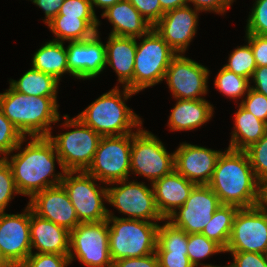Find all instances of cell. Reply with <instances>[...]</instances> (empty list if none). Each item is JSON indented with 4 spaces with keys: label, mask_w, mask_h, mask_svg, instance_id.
<instances>
[{
    "label": "cell",
    "mask_w": 267,
    "mask_h": 267,
    "mask_svg": "<svg viewBox=\"0 0 267 267\" xmlns=\"http://www.w3.org/2000/svg\"><path fill=\"white\" fill-rule=\"evenodd\" d=\"M26 140L24 137L15 148L14 151H19L18 153L3 158L11 167L18 192L31 199L42 190L61 185L65 171L55 146L48 137H30V141L20 151ZM55 159L61 173L55 174Z\"/></svg>",
    "instance_id": "obj_1"
},
{
    "label": "cell",
    "mask_w": 267,
    "mask_h": 267,
    "mask_svg": "<svg viewBox=\"0 0 267 267\" xmlns=\"http://www.w3.org/2000/svg\"><path fill=\"white\" fill-rule=\"evenodd\" d=\"M221 204L239 208L253 207L257 197V179L245 151L227 150L219 155L207 184Z\"/></svg>",
    "instance_id": "obj_2"
},
{
    "label": "cell",
    "mask_w": 267,
    "mask_h": 267,
    "mask_svg": "<svg viewBox=\"0 0 267 267\" xmlns=\"http://www.w3.org/2000/svg\"><path fill=\"white\" fill-rule=\"evenodd\" d=\"M57 102V97L25 95L11 86L0 93V109L24 137L50 135L51 124L61 119Z\"/></svg>",
    "instance_id": "obj_3"
},
{
    "label": "cell",
    "mask_w": 267,
    "mask_h": 267,
    "mask_svg": "<svg viewBox=\"0 0 267 267\" xmlns=\"http://www.w3.org/2000/svg\"><path fill=\"white\" fill-rule=\"evenodd\" d=\"M133 94L137 93L127 87L120 91L115 86L98 97L77 117L101 136L132 134V130L142 126L141 118L125 104Z\"/></svg>",
    "instance_id": "obj_4"
},
{
    "label": "cell",
    "mask_w": 267,
    "mask_h": 267,
    "mask_svg": "<svg viewBox=\"0 0 267 267\" xmlns=\"http://www.w3.org/2000/svg\"><path fill=\"white\" fill-rule=\"evenodd\" d=\"M109 253L112 261L155 253L158 222L125 219L108 210Z\"/></svg>",
    "instance_id": "obj_5"
},
{
    "label": "cell",
    "mask_w": 267,
    "mask_h": 267,
    "mask_svg": "<svg viewBox=\"0 0 267 267\" xmlns=\"http://www.w3.org/2000/svg\"><path fill=\"white\" fill-rule=\"evenodd\" d=\"M63 127L75 128L55 136L52 132L48 138L55 146L63 170L86 171L91 165L99 142L102 138L91 127L85 125L77 116L64 115Z\"/></svg>",
    "instance_id": "obj_6"
},
{
    "label": "cell",
    "mask_w": 267,
    "mask_h": 267,
    "mask_svg": "<svg viewBox=\"0 0 267 267\" xmlns=\"http://www.w3.org/2000/svg\"><path fill=\"white\" fill-rule=\"evenodd\" d=\"M136 41L134 58L133 91L139 93L164 80L167 68L177 53L152 28Z\"/></svg>",
    "instance_id": "obj_7"
},
{
    "label": "cell",
    "mask_w": 267,
    "mask_h": 267,
    "mask_svg": "<svg viewBox=\"0 0 267 267\" xmlns=\"http://www.w3.org/2000/svg\"><path fill=\"white\" fill-rule=\"evenodd\" d=\"M77 174V175H75ZM75 175V176H74ZM98 180L86 171H66L61 185L67 191L80 223L107 220V186H99Z\"/></svg>",
    "instance_id": "obj_8"
},
{
    "label": "cell",
    "mask_w": 267,
    "mask_h": 267,
    "mask_svg": "<svg viewBox=\"0 0 267 267\" xmlns=\"http://www.w3.org/2000/svg\"><path fill=\"white\" fill-rule=\"evenodd\" d=\"M175 170L174 152L169 153L162 141L139 127L132 133L130 172L145 176L150 183Z\"/></svg>",
    "instance_id": "obj_9"
},
{
    "label": "cell",
    "mask_w": 267,
    "mask_h": 267,
    "mask_svg": "<svg viewBox=\"0 0 267 267\" xmlns=\"http://www.w3.org/2000/svg\"><path fill=\"white\" fill-rule=\"evenodd\" d=\"M132 134L102 136L86 172L102 184L127 180L131 167Z\"/></svg>",
    "instance_id": "obj_10"
},
{
    "label": "cell",
    "mask_w": 267,
    "mask_h": 267,
    "mask_svg": "<svg viewBox=\"0 0 267 267\" xmlns=\"http://www.w3.org/2000/svg\"><path fill=\"white\" fill-rule=\"evenodd\" d=\"M68 256L70 264L77 258L87 267H113L107 220L80 223L71 230Z\"/></svg>",
    "instance_id": "obj_11"
},
{
    "label": "cell",
    "mask_w": 267,
    "mask_h": 267,
    "mask_svg": "<svg viewBox=\"0 0 267 267\" xmlns=\"http://www.w3.org/2000/svg\"><path fill=\"white\" fill-rule=\"evenodd\" d=\"M107 203L127 214L125 219H138L148 222H163L155 201L154 190L143 182L122 180L108 184ZM113 185H116L113 187ZM120 185V186H119Z\"/></svg>",
    "instance_id": "obj_12"
},
{
    "label": "cell",
    "mask_w": 267,
    "mask_h": 267,
    "mask_svg": "<svg viewBox=\"0 0 267 267\" xmlns=\"http://www.w3.org/2000/svg\"><path fill=\"white\" fill-rule=\"evenodd\" d=\"M225 252L267 254V212L255 206L239 208Z\"/></svg>",
    "instance_id": "obj_13"
},
{
    "label": "cell",
    "mask_w": 267,
    "mask_h": 267,
    "mask_svg": "<svg viewBox=\"0 0 267 267\" xmlns=\"http://www.w3.org/2000/svg\"><path fill=\"white\" fill-rule=\"evenodd\" d=\"M209 72L202 64L177 54L170 62L164 80L175 99H204L202 95L208 92Z\"/></svg>",
    "instance_id": "obj_14"
},
{
    "label": "cell",
    "mask_w": 267,
    "mask_h": 267,
    "mask_svg": "<svg viewBox=\"0 0 267 267\" xmlns=\"http://www.w3.org/2000/svg\"><path fill=\"white\" fill-rule=\"evenodd\" d=\"M30 237V206L21 214L0 213V252L12 267L21 266L33 253Z\"/></svg>",
    "instance_id": "obj_15"
},
{
    "label": "cell",
    "mask_w": 267,
    "mask_h": 267,
    "mask_svg": "<svg viewBox=\"0 0 267 267\" xmlns=\"http://www.w3.org/2000/svg\"><path fill=\"white\" fill-rule=\"evenodd\" d=\"M220 205L218 196L208 185H196L184 205L166 220L188 234L201 233Z\"/></svg>",
    "instance_id": "obj_16"
},
{
    "label": "cell",
    "mask_w": 267,
    "mask_h": 267,
    "mask_svg": "<svg viewBox=\"0 0 267 267\" xmlns=\"http://www.w3.org/2000/svg\"><path fill=\"white\" fill-rule=\"evenodd\" d=\"M199 13L189 5L172 9L153 28L177 54H184L196 34Z\"/></svg>",
    "instance_id": "obj_17"
},
{
    "label": "cell",
    "mask_w": 267,
    "mask_h": 267,
    "mask_svg": "<svg viewBox=\"0 0 267 267\" xmlns=\"http://www.w3.org/2000/svg\"><path fill=\"white\" fill-rule=\"evenodd\" d=\"M99 38L97 32L89 39L68 43V69L75 78L93 79L106 68V48Z\"/></svg>",
    "instance_id": "obj_18"
},
{
    "label": "cell",
    "mask_w": 267,
    "mask_h": 267,
    "mask_svg": "<svg viewBox=\"0 0 267 267\" xmlns=\"http://www.w3.org/2000/svg\"><path fill=\"white\" fill-rule=\"evenodd\" d=\"M221 152L184 142L174 152L175 171L196 185H207Z\"/></svg>",
    "instance_id": "obj_19"
},
{
    "label": "cell",
    "mask_w": 267,
    "mask_h": 267,
    "mask_svg": "<svg viewBox=\"0 0 267 267\" xmlns=\"http://www.w3.org/2000/svg\"><path fill=\"white\" fill-rule=\"evenodd\" d=\"M28 205L41 218L60 225L69 231L80 224L67 191L62 185L36 193Z\"/></svg>",
    "instance_id": "obj_20"
},
{
    "label": "cell",
    "mask_w": 267,
    "mask_h": 267,
    "mask_svg": "<svg viewBox=\"0 0 267 267\" xmlns=\"http://www.w3.org/2000/svg\"><path fill=\"white\" fill-rule=\"evenodd\" d=\"M31 250L35 253L69 255L70 231L36 215L30 207Z\"/></svg>",
    "instance_id": "obj_21"
},
{
    "label": "cell",
    "mask_w": 267,
    "mask_h": 267,
    "mask_svg": "<svg viewBox=\"0 0 267 267\" xmlns=\"http://www.w3.org/2000/svg\"><path fill=\"white\" fill-rule=\"evenodd\" d=\"M152 186L157 208L161 216L167 219L184 205L196 184L174 170L156 180Z\"/></svg>",
    "instance_id": "obj_22"
},
{
    "label": "cell",
    "mask_w": 267,
    "mask_h": 267,
    "mask_svg": "<svg viewBox=\"0 0 267 267\" xmlns=\"http://www.w3.org/2000/svg\"><path fill=\"white\" fill-rule=\"evenodd\" d=\"M136 39L109 34L106 48V65L111 66L122 87L133 91L134 58Z\"/></svg>",
    "instance_id": "obj_23"
},
{
    "label": "cell",
    "mask_w": 267,
    "mask_h": 267,
    "mask_svg": "<svg viewBox=\"0 0 267 267\" xmlns=\"http://www.w3.org/2000/svg\"><path fill=\"white\" fill-rule=\"evenodd\" d=\"M112 24L110 34L141 39L153 26L147 22L139 11L129 2L120 0L101 14Z\"/></svg>",
    "instance_id": "obj_24"
},
{
    "label": "cell",
    "mask_w": 267,
    "mask_h": 267,
    "mask_svg": "<svg viewBox=\"0 0 267 267\" xmlns=\"http://www.w3.org/2000/svg\"><path fill=\"white\" fill-rule=\"evenodd\" d=\"M176 100L168 120L171 131L194 130L207 123L213 116V105L205 99Z\"/></svg>",
    "instance_id": "obj_25"
},
{
    "label": "cell",
    "mask_w": 267,
    "mask_h": 267,
    "mask_svg": "<svg viewBox=\"0 0 267 267\" xmlns=\"http://www.w3.org/2000/svg\"><path fill=\"white\" fill-rule=\"evenodd\" d=\"M234 115V129L228 148L246 150L258 142L267 132V124L246 110L241 104Z\"/></svg>",
    "instance_id": "obj_26"
},
{
    "label": "cell",
    "mask_w": 267,
    "mask_h": 267,
    "mask_svg": "<svg viewBox=\"0 0 267 267\" xmlns=\"http://www.w3.org/2000/svg\"><path fill=\"white\" fill-rule=\"evenodd\" d=\"M46 25L56 37L53 41L74 42L83 41L94 36L99 30L100 21L98 18L57 15Z\"/></svg>",
    "instance_id": "obj_27"
},
{
    "label": "cell",
    "mask_w": 267,
    "mask_h": 267,
    "mask_svg": "<svg viewBox=\"0 0 267 267\" xmlns=\"http://www.w3.org/2000/svg\"><path fill=\"white\" fill-rule=\"evenodd\" d=\"M32 68L52 75L57 80L65 73H69L67 61V49L64 42L48 41L33 55Z\"/></svg>",
    "instance_id": "obj_28"
},
{
    "label": "cell",
    "mask_w": 267,
    "mask_h": 267,
    "mask_svg": "<svg viewBox=\"0 0 267 267\" xmlns=\"http://www.w3.org/2000/svg\"><path fill=\"white\" fill-rule=\"evenodd\" d=\"M9 84L15 91L25 95L57 97L59 80L31 68L18 81L11 79Z\"/></svg>",
    "instance_id": "obj_29"
},
{
    "label": "cell",
    "mask_w": 267,
    "mask_h": 267,
    "mask_svg": "<svg viewBox=\"0 0 267 267\" xmlns=\"http://www.w3.org/2000/svg\"><path fill=\"white\" fill-rule=\"evenodd\" d=\"M238 210L239 207L237 206L221 204L201 233L209 240L219 244L225 250Z\"/></svg>",
    "instance_id": "obj_30"
},
{
    "label": "cell",
    "mask_w": 267,
    "mask_h": 267,
    "mask_svg": "<svg viewBox=\"0 0 267 267\" xmlns=\"http://www.w3.org/2000/svg\"><path fill=\"white\" fill-rule=\"evenodd\" d=\"M221 252L225 253V250L202 233L188 234L187 255L194 267L200 265L202 267H219L212 264H202L200 260Z\"/></svg>",
    "instance_id": "obj_31"
},
{
    "label": "cell",
    "mask_w": 267,
    "mask_h": 267,
    "mask_svg": "<svg viewBox=\"0 0 267 267\" xmlns=\"http://www.w3.org/2000/svg\"><path fill=\"white\" fill-rule=\"evenodd\" d=\"M157 229L156 251L187 252L188 233L166 219Z\"/></svg>",
    "instance_id": "obj_32"
},
{
    "label": "cell",
    "mask_w": 267,
    "mask_h": 267,
    "mask_svg": "<svg viewBox=\"0 0 267 267\" xmlns=\"http://www.w3.org/2000/svg\"><path fill=\"white\" fill-rule=\"evenodd\" d=\"M214 81L217 90L231 99H239L244 95L246 96L251 83L250 79L237 75L224 67L220 69Z\"/></svg>",
    "instance_id": "obj_33"
},
{
    "label": "cell",
    "mask_w": 267,
    "mask_h": 267,
    "mask_svg": "<svg viewBox=\"0 0 267 267\" xmlns=\"http://www.w3.org/2000/svg\"><path fill=\"white\" fill-rule=\"evenodd\" d=\"M223 67L237 75L251 79L257 66L250 44L237 46L230 53L228 63Z\"/></svg>",
    "instance_id": "obj_34"
},
{
    "label": "cell",
    "mask_w": 267,
    "mask_h": 267,
    "mask_svg": "<svg viewBox=\"0 0 267 267\" xmlns=\"http://www.w3.org/2000/svg\"><path fill=\"white\" fill-rule=\"evenodd\" d=\"M23 138L24 136L0 109V155L5 157L12 154Z\"/></svg>",
    "instance_id": "obj_35"
},
{
    "label": "cell",
    "mask_w": 267,
    "mask_h": 267,
    "mask_svg": "<svg viewBox=\"0 0 267 267\" xmlns=\"http://www.w3.org/2000/svg\"><path fill=\"white\" fill-rule=\"evenodd\" d=\"M257 180L267 177V132L256 143L244 150Z\"/></svg>",
    "instance_id": "obj_36"
},
{
    "label": "cell",
    "mask_w": 267,
    "mask_h": 267,
    "mask_svg": "<svg viewBox=\"0 0 267 267\" xmlns=\"http://www.w3.org/2000/svg\"><path fill=\"white\" fill-rule=\"evenodd\" d=\"M20 194L16 188L11 167L1 156L0 158V213L5 212L13 195Z\"/></svg>",
    "instance_id": "obj_37"
},
{
    "label": "cell",
    "mask_w": 267,
    "mask_h": 267,
    "mask_svg": "<svg viewBox=\"0 0 267 267\" xmlns=\"http://www.w3.org/2000/svg\"><path fill=\"white\" fill-rule=\"evenodd\" d=\"M249 13L246 34L267 35V0H255Z\"/></svg>",
    "instance_id": "obj_38"
},
{
    "label": "cell",
    "mask_w": 267,
    "mask_h": 267,
    "mask_svg": "<svg viewBox=\"0 0 267 267\" xmlns=\"http://www.w3.org/2000/svg\"><path fill=\"white\" fill-rule=\"evenodd\" d=\"M70 264L68 255L50 253H31L22 267H67Z\"/></svg>",
    "instance_id": "obj_39"
},
{
    "label": "cell",
    "mask_w": 267,
    "mask_h": 267,
    "mask_svg": "<svg viewBox=\"0 0 267 267\" xmlns=\"http://www.w3.org/2000/svg\"><path fill=\"white\" fill-rule=\"evenodd\" d=\"M240 104L256 118L267 124V96L249 89Z\"/></svg>",
    "instance_id": "obj_40"
},
{
    "label": "cell",
    "mask_w": 267,
    "mask_h": 267,
    "mask_svg": "<svg viewBox=\"0 0 267 267\" xmlns=\"http://www.w3.org/2000/svg\"><path fill=\"white\" fill-rule=\"evenodd\" d=\"M58 15L78 18H97L90 0H64Z\"/></svg>",
    "instance_id": "obj_41"
},
{
    "label": "cell",
    "mask_w": 267,
    "mask_h": 267,
    "mask_svg": "<svg viewBox=\"0 0 267 267\" xmlns=\"http://www.w3.org/2000/svg\"><path fill=\"white\" fill-rule=\"evenodd\" d=\"M141 16L154 26L164 15L159 0H129Z\"/></svg>",
    "instance_id": "obj_42"
},
{
    "label": "cell",
    "mask_w": 267,
    "mask_h": 267,
    "mask_svg": "<svg viewBox=\"0 0 267 267\" xmlns=\"http://www.w3.org/2000/svg\"><path fill=\"white\" fill-rule=\"evenodd\" d=\"M233 262L229 267H267V254L253 252H229Z\"/></svg>",
    "instance_id": "obj_43"
},
{
    "label": "cell",
    "mask_w": 267,
    "mask_h": 267,
    "mask_svg": "<svg viewBox=\"0 0 267 267\" xmlns=\"http://www.w3.org/2000/svg\"><path fill=\"white\" fill-rule=\"evenodd\" d=\"M257 67L267 66V35L246 34Z\"/></svg>",
    "instance_id": "obj_44"
},
{
    "label": "cell",
    "mask_w": 267,
    "mask_h": 267,
    "mask_svg": "<svg viewBox=\"0 0 267 267\" xmlns=\"http://www.w3.org/2000/svg\"><path fill=\"white\" fill-rule=\"evenodd\" d=\"M160 267H194L187 252L155 251Z\"/></svg>",
    "instance_id": "obj_45"
},
{
    "label": "cell",
    "mask_w": 267,
    "mask_h": 267,
    "mask_svg": "<svg viewBox=\"0 0 267 267\" xmlns=\"http://www.w3.org/2000/svg\"><path fill=\"white\" fill-rule=\"evenodd\" d=\"M189 2L201 12L210 11L222 15L227 12V9L229 10L234 0H189Z\"/></svg>",
    "instance_id": "obj_46"
},
{
    "label": "cell",
    "mask_w": 267,
    "mask_h": 267,
    "mask_svg": "<svg viewBox=\"0 0 267 267\" xmlns=\"http://www.w3.org/2000/svg\"><path fill=\"white\" fill-rule=\"evenodd\" d=\"M113 267H160L156 253L138 258H122L113 262Z\"/></svg>",
    "instance_id": "obj_47"
},
{
    "label": "cell",
    "mask_w": 267,
    "mask_h": 267,
    "mask_svg": "<svg viewBox=\"0 0 267 267\" xmlns=\"http://www.w3.org/2000/svg\"><path fill=\"white\" fill-rule=\"evenodd\" d=\"M64 0H31L36 6H39L45 13L44 23H49L55 16L63 5Z\"/></svg>",
    "instance_id": "obj_48"
},
{
    "label": "cell",
    "mask_w": 267,
    "mask_h": 267,
    "mask_svg": "<svg viewBox=\"0 0 267 267\" xmlns=\"http://www.w3.org/2000/svg\"><path fill=\"white\" fill-rule=\"evenodd\" d=\"M250 81L255 84L250 86L251 89L267 96V66L257 67Z\"/></svg>",
    "instance_id": "obj_49"
},
{
    "label": "cell",
    "mask_w": 267,
    "mask_h": 267,
    "mask_svg": "<svg viewBox=\"0 0 267 267\" xmlns=\"http://www.w3.org/2000/svg\"><path fill=\"white\" fill-rule=\"evenodd\" d=\"M254 206L267 212V177L257 180V197Z\"/></svg>",
    "instance_id": "obj_50"
},
{
    "label": "cell",
    "mask_w": 267,
    "mask_h": 267,
    "mask_svg": "<svg viewBox=\"0 0 267 267\" xmlns=\"http://www.w3.org/2000/svg\"><path fill=\"white\" fill-rule=\"evenodd\" d=\"M159 2L164 12L189 5V0H159Z\"/></svg>",
    "instance_id": "obj_51"
},
{
    "label": "cell",
    "mask_w": 267,
    "mask_h": 267,
    "mask_svg": "<svg viewBox=\"0 0 267 267\" xmlns=\"http://www.w3.org/2000/svg\"><path fill=\"white\" fill-rule=\"evenodd\" d=\"M90 1H91L93 11L95 13L94 6L103 9L104 10L103 12H105L109 7H112L120 0H90Z\"/></svg>",
    "instance_id": "obj_52"
},
{
    "label": "cell",
    "mask_w": 267,
    "mask_h": 267,
    "mask_svg": "<svg viewBox=\"0 0 267 267\" xmlns=\"http://www.w3.org/2000/svg\"><path fill=\"white\" fill-rule=\"evenodd\" d=\"M0 267H12L0 252Z\"/></svg>",
    "instance_id": "obj_53"
}]
</instances>
